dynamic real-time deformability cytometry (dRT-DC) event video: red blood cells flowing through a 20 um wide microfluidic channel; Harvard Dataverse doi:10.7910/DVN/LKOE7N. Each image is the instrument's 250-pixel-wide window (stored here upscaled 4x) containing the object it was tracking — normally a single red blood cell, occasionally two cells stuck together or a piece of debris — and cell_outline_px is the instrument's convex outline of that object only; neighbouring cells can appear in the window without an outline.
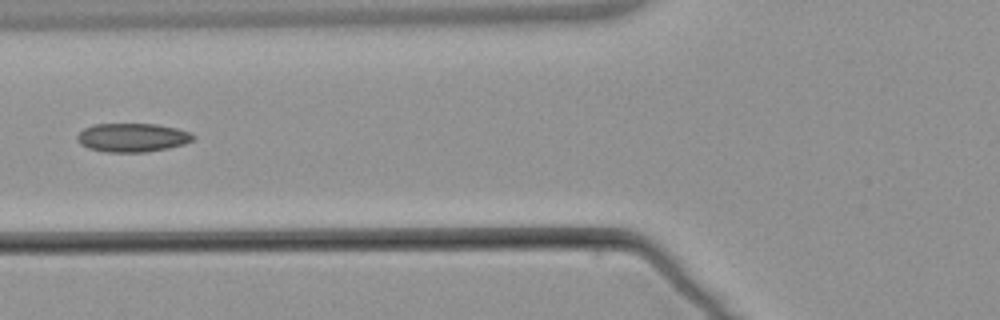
{"species": "common noctule bat (a hibernating species)", "species_latin": "Nyctalus noctula", "temperature_condition": "warm", "stored_images_in_passage": 6, "camera_frame_rate_fps": 3000, "um_per_image_px": 0.085, "animal": {"sex": "male", "body_mass_g": 21.5, "forearm_length_mm": 52.0}, "frame": {"image": 1, "passage_image": 6, "time_ms": 6.667, "image_size_px": [1000, 320], "cell_outline_px": [[196, 136], [192, 140], [184, 144], [168, 148], [144, 152], [104, 152], [88, 148], [80, 144], [76, 140], [76, 136], [84, 128], [96, 124], [156, 124], [176, 128], [192, 132]], "centroid_in_image_um": [11.25, 11.69], "position_along_channel_um": 114.6, "area_um2": 19.48}}